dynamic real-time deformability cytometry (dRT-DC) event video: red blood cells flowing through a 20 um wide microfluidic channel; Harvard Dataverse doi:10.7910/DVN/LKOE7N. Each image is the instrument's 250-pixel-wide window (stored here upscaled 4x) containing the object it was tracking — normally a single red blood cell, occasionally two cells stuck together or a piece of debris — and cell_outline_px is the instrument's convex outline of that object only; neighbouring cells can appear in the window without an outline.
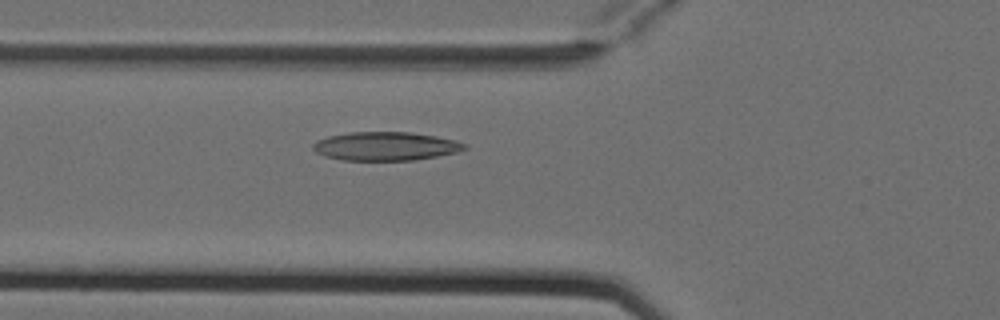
{"species": "Egyptian fruit bat (a non-hibernating species)", "species_latin": "Rousettus aegyptiacus", "temperature_condition": "cold", "stored_images_in_passage": 3, "camera_frame_rate_fps": 3000, "um_per_image_px": 0.085, "animal": {"sex": "female"}, "frame": {"image": 1, "passage_image": 3, "time_ms": 0.667, "image_size_px": [1000, 320], "cell_outline_px": [[468, 148], [456, 152], [436, 156], [412, 160], [340, 160], [324, 156], [316, 152], [312, 148], [312, 144], [316, 140], [328, 136], [348, 132], [408, 132], [436, 136], [456, 140], [468, 144]], "centroid_in_image_um": [32.75, 12.42], "position_along_channel_um": 93.0, "area_um2": 25.37}}